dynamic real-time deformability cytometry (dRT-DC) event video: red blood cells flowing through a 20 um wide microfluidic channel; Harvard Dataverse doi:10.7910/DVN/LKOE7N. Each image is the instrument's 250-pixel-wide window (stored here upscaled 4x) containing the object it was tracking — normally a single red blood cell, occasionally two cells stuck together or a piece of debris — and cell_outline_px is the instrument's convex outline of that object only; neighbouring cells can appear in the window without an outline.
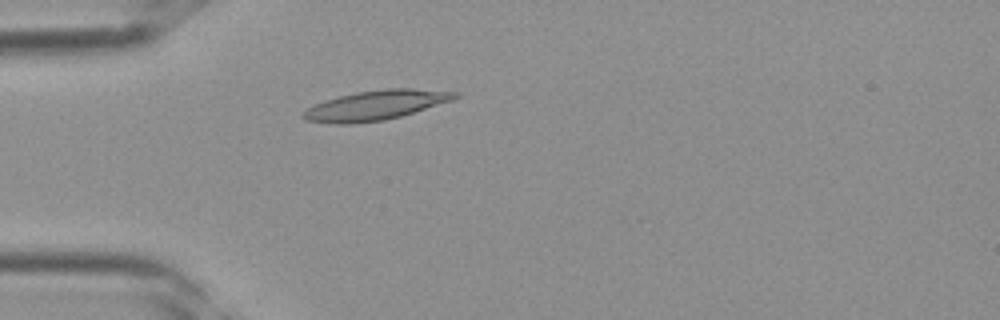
{"species": "Egyptian fruit bat (a non-hibernating species)", "species_latin": "Rousettus aegyptiacus", "temperature_condition": "room temperature", "stored_images_in_passage": 13, "camera_frame_rate_fps": 3000, "um_per_image_px": 0.085, "frame": {"image": 1, "passage_image": 9, "time_ms": 2.667, "image_size_px": [1000, 320], "cell_outline_px": [[460, 96], [452, 100], [400, 116], [384, 120], [352, 124], [332, 124], [304, 120], [300, 116], [300, 112], [324, 100], [356, 92], [388, 88], [412, 88], [460, 92]], "centroid_in_image_um": [31.89, 8.95], "position_along_channel_um": 53.1, "area_um2": 26.24}}
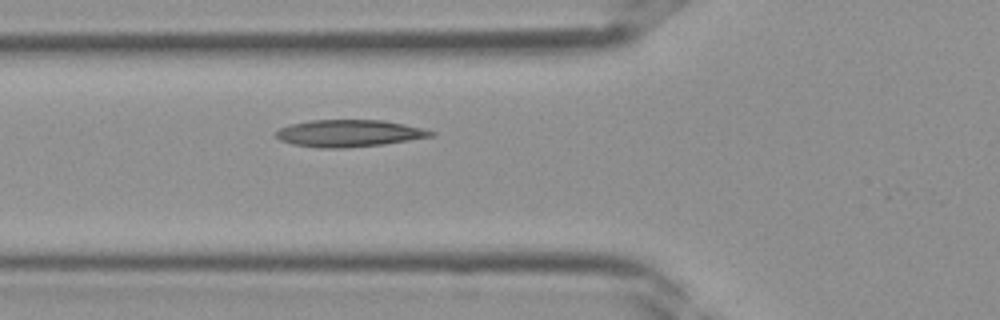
{"frame": {"image": 2, "passage_image": 12, "time_ms": 3.667, "image_size_px": [1000, 320], "cell_outline_px": [[436, 132], [432, 136], [384, 144], [344, 148], [320, 148], [292, 144], [280, 140], [276, 136], [276, 132], [280, 128], [288, 124], [308, 120], [384, 120], [404, 124]], "centroid_in_image_um": [29.62, 11.32], "position_along_channel_um": 96.2, "area_um2": 24.33}}